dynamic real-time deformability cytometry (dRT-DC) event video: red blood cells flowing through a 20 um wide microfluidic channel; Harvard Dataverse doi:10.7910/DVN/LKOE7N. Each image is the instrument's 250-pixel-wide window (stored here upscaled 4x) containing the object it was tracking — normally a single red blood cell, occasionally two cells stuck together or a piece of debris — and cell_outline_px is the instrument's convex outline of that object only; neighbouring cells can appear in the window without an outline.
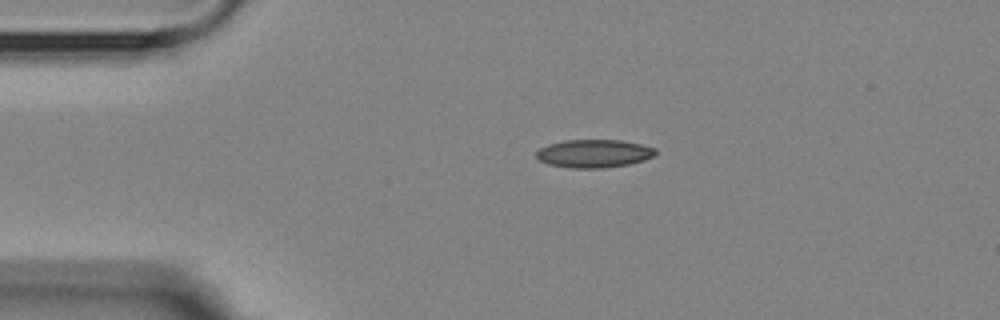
{"species": "Egyptian fruit bat (a non-hibernating species)", "species_latin": "Rousettus aegyptiacus", "temperature_condition": "room temperature", "stored_images_in_passage": 3, "camera_frame_rate_fps": 3000, "um_per_image_px": 0.085, "animal": {"sex": "female"}, "frame": {"image": 1, "passage_image": 1, "time_ms": 0.0, "image_size_px": [1000, 320], "cell_outline_px": [[656, 152], [652, 156], [644, 160], [628, 164], [604, 168], [568, 168], [548, 164], [540, 160], [536, 156], [536, 152], [540, 148], [548, 144], [564, 140], [620, 140], [640, 144], [656, 148]], "centroid_in_image_um": [50.46, 13.05], "position_along_channel_um": 34.5, "area_um2": 19.48}}
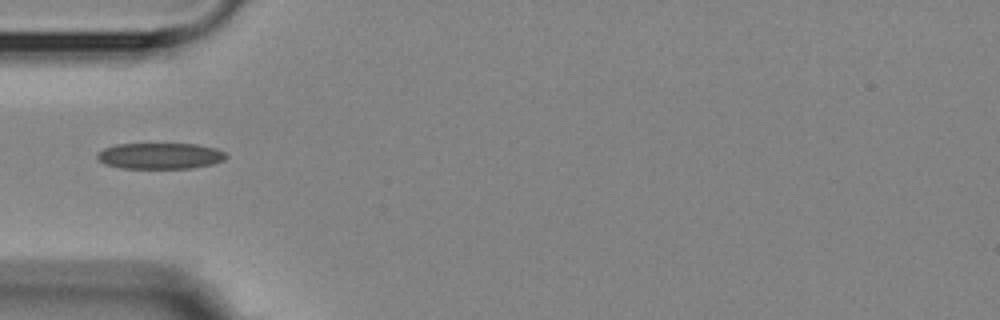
{"frame": {"image": 2, "passage_image": 3, "time_ms": 2.0, "image_size_px": [1000, 320], "cell_outline_px": [[228, 156], [224, 160], [212, 164], [192, 168], [124, 168], [104, 164], [96, 156], [96, 152], [104, 148], [116, 144], [196, 144], [216, 148], [224, 152]], "centroid_in_image_um": [13.6, 13.25], "position_along_channel_um": 71.4, "area_um2": 19.59}}